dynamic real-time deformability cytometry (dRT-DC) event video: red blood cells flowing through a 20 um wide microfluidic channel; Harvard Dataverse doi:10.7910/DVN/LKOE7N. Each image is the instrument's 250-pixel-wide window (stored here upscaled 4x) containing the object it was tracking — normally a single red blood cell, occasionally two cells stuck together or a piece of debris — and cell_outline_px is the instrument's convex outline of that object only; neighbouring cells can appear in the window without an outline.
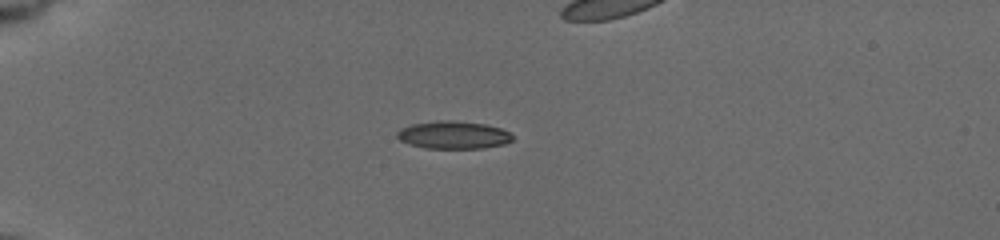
{"species": "common noctule bat (a hibernating species)", "species_latin": "Nyctalus noctula", "temperature_condition": "cold", "stored_images_in_passage": 42, "camera_frame_rate_fps": 3000, "um_per_image_px": 0.085, "animal": {"sex": "female", "body_mass_g": 19.5, "forearm_length_mm": 54.1}, "frame": {"image": 1, "passage_image": 1, "time_ms": 0.0, "image_size_px": [1000, 240], "cell_outline_px": [[512, 140], [504, 144], [484, 148], [424, 148], [400, 140], [396, 136], [396, 132], [400, 128], [412, 124], [436, 120], [456, 120], [484, 124], [500, 128], [508, 132], [512, 136]], "centroid_in_image_um": [38.51, 11.46], "position_along_channel_um": 46.5, "area_um2": 18.61}}
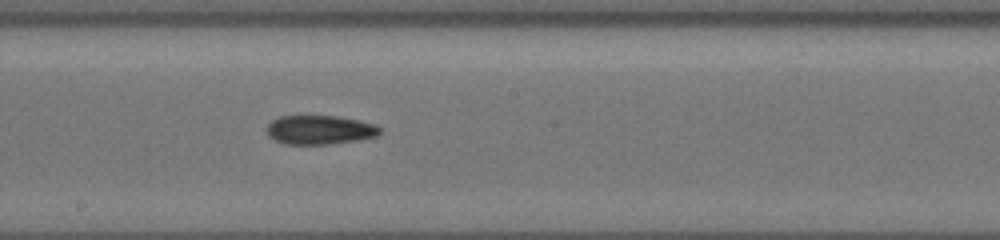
{"frame": {"image": 2, "passage_image": 18, "time_ms": 5.667, "image_size_px": [1000, 240], "cell_outline_px": [[380, 132], [376, 136], [356, 140], [328, 144], [284, 144], [268, 136], [264, 128], [272, 120], [280, 116], [336, 116], [360, 120], [376, 124], [380, 128]], "centroid_in_image_um": [27.14, 11.03], "position_along_channel_um": 221.1, "area_um2": 19.19}}
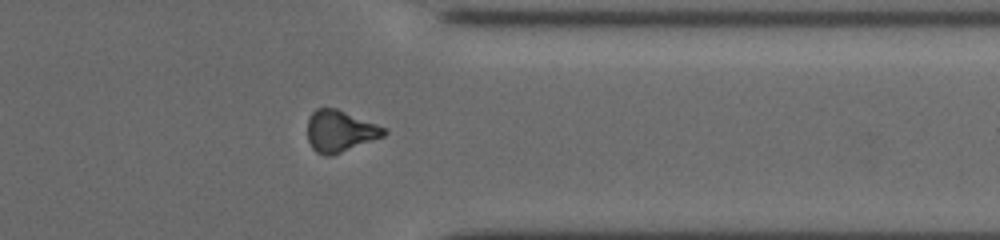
{"frame": {"image": 3, "passage_image": 31, "time_ms": 10.0, "image_size_px": [1000, 240], "cell_outline_px": [[388, 132], [384, 136], [332, 156], [324, 156], [316, 152], [312, 148], [308, 140], [308, 116], [316, 108], [336, 108], [376, 124], [384, 128]], "centroid_in_image_um": [28.87, 11.16], "position_along_channel_um": 382.5, "area_um2": 18.5}, "authors_computed_cell_mechanics": {"area_um2": 18.9584, "velocity_mm_per_s": 3.7774, "shape_relaxation_time_tau1_ms": null, "shape_relaxation_time_tau2_ms": 9.8975, "deformation_change_tau1": null, "deformation_change_tau2": 0.1829}}